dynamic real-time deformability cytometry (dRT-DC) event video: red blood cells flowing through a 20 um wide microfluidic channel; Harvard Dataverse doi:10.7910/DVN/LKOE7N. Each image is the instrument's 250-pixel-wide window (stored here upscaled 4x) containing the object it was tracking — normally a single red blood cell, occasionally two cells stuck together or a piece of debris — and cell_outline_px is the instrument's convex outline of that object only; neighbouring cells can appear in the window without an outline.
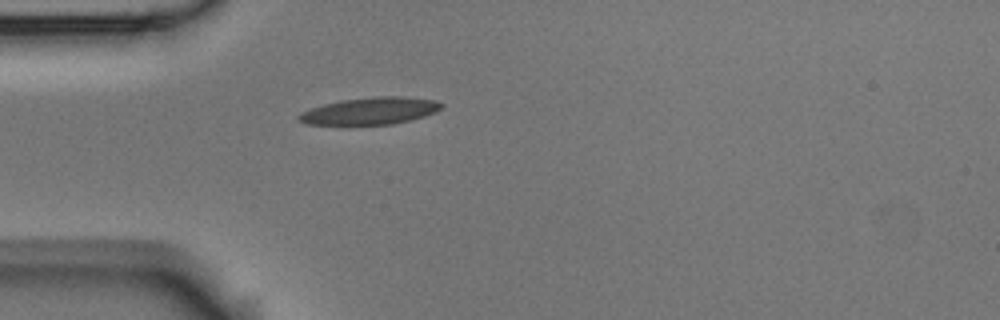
{"species": "Egyptian fruit bat (a non-hibernating species)", "species_latin": "Rousettus aegyptiacus", "temperature_condition": "room temperature", "stored_images_in_passage": 6, "camera_frame_rate_fps": 3000, "um_per_image_px": 0.085, "animal": {"sex": "male"}, "frame": {"image": 1, "passage_image": 6, "time_ms": 1.667, "image_size_px": [1000, 320], "cell_outline_px": [[444, 104], [436, 112], [412, 120], [392, 124], [304, 124], [296, 120], [296, 116], [300, 112], [324, 104], [340, 100], [376, 96], [400, 96], [436, 100]], "centroid_in_image_um": [31.45, 9.42], "position_along_channel_um": 53.5, "area_um2": 22.54}}